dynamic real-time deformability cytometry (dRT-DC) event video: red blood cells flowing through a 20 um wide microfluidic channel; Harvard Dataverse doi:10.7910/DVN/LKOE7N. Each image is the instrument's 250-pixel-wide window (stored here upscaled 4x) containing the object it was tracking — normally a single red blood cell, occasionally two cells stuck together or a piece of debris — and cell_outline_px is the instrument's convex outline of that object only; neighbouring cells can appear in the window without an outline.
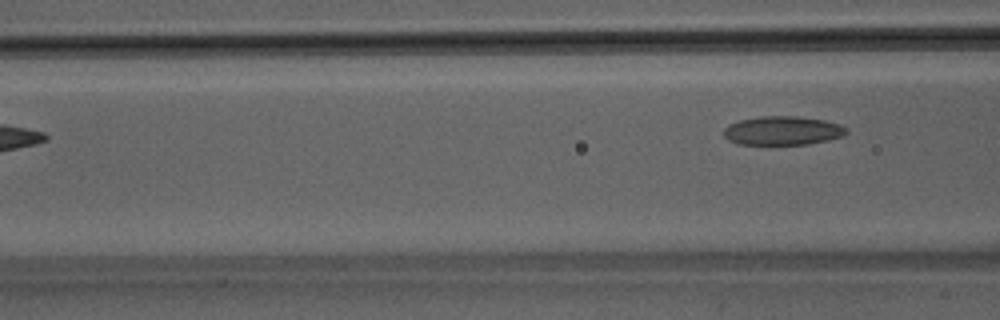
{"species": "Egyptian fruit bat (a non-hibernating species)", "species_latin": "Rousettus aegyptiacus", "temperature_condition": "room temperature", "stored_images_in_passage": 7, "camera_frame_rate_fps": 3000, "um_per_image_px": 0.085, "animal": {"sex": "male"}, "frame": {"image": 1, "passage_image": 7, "time_ms": 2.0, "image_size_px": [1000, 320], "cell_outline_px": [[848, 132], [844, 136], [828, 140], [808, 144], [736, 144], [728, 140], [724, 136], [724, 128], [728, 124], [740, 120], [760, 116], [796, 116], [824, 120], [840, 124], [848, 128]], "centroid_in_image_um": [66.53, 11.1], "position_along_channel_um": 100.1, "area_um2": 20.75}}